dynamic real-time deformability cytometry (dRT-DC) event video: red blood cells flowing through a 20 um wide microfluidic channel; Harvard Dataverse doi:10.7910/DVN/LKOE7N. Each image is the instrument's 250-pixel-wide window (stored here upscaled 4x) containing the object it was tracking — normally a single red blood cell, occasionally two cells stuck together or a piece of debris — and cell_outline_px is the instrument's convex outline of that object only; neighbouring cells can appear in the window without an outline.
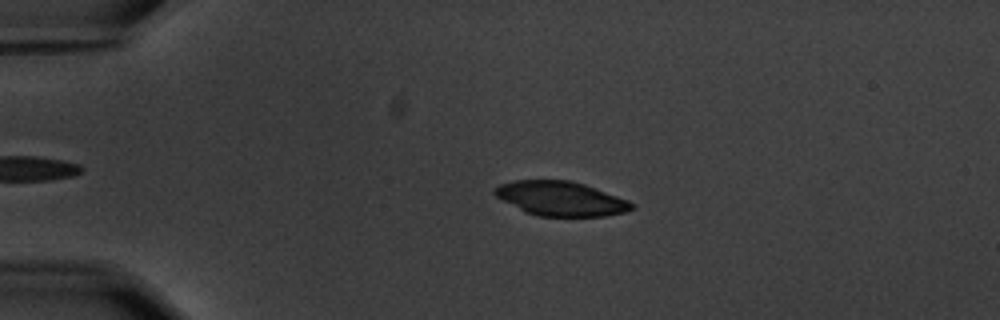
{"species": "common noctule bat (a hibernating species)", "species_latin": "Nyctalus noctula", "temperature_condition": "warm", "stored_images_in_passage": 51, "camera_frame_rate_fps": 3000, "um_per_image_px": 0.085, "animal": {"sex": "male", "body_mass_g": 20.1, "forearm_length_mm": 53.5}, "frame": {"image": 1, "passage_image": 13, "time_ms": 4.0, "image_size_px": [1000, 320], "cell_outline_px": [[636, 208], [624, 212], [604, 216], [536, 216], [524, 212], [496, 196], [492, 192], [492, 188], [500, 184], [512, 180], [568, 180], [584, 184], [628, 200], [636, 204]], "centroid_in_image_um": [47.65, 16.88], "position_along_channel_um": 37.4, "area_um2": 27.57}}
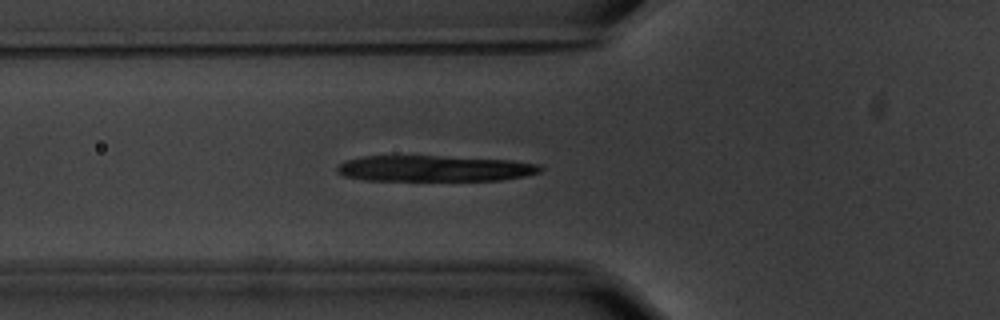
{"frame": {"image": 2, "passage_image": 21, "time_ms": 6.667, "image_size_px": [1000, 320], "cell_outline_px": [[544, 168], [540, 172], [524, 176], [504, 180], [364, 180], [344, 176], [336, 172], [336, 168], [340, 164], [348, 160], [364, 156], [436, 156], [512, 160], [540, 164]], "centroid_in_image_um": [36.96, 14.32], "position_along_channel_um": 88.8, "area_um2": 30.69}}